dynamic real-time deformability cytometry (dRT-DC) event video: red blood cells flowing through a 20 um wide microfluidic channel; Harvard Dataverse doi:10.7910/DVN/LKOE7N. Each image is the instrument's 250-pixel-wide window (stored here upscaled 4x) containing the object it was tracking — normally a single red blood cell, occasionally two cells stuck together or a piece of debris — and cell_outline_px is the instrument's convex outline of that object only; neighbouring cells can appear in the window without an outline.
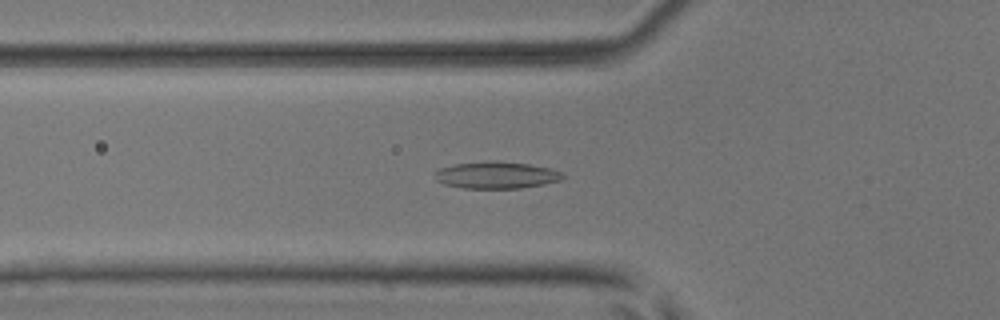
{"species": "common noctule bat (a hibernating species)", "species_latin": "Nyctalus noctula", "temperature_condition": "room temperature", "stored_images_in_passage": 52, "camera_frame_rate_fps": 3000, "um_per_image_px": 0.085, "animal": {"sex": "male", "body_mass_g": 17.9, "forearm_length_mm": 54.2}, "frame": {"image": 1, "passage_image": 18, "time_ms": 5.667, "image_size_px": [1000, 320], "cell_outline_px": [[568, 176], [560, 180], [544, 184], [520, 188], [464, 188], [444, 184], [436, 180], [436, 172], [440, 168], [456, 164], [496, 160], [528, 164], [548, 168], [560, 172]], "centroid_in_image_um": [42.22, 14.88], "position_along_channel_um": 83.6, "area_um2": 19.88}}
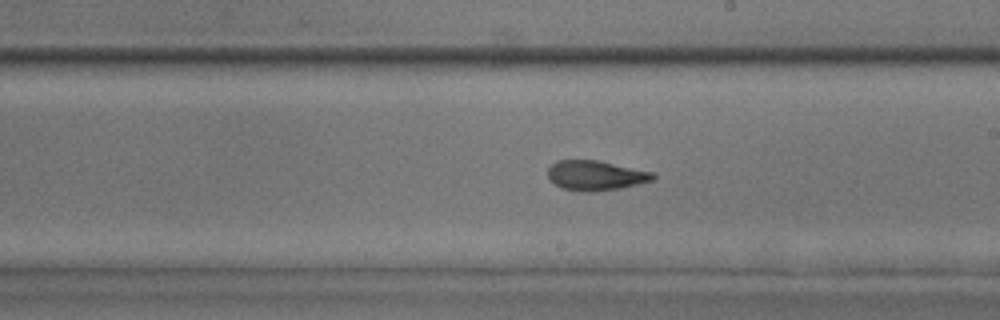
{"frame": {"image": 2, "passage_image": 30, "time_ms": 9.667, "image_size_px": [1000, 320], "cell_outline_px": [[656, 176], [652, 180], [620, 188], [592, 192], [588, 192], [564, 188], [556, 184], [548, 176], [548, 168], [556, 160], [596, 160], [652, 172]], "centroid_in_image_um": [50.61, 14.9], "position_along_channel_um": 238.4, "area_um2": 17.86}}
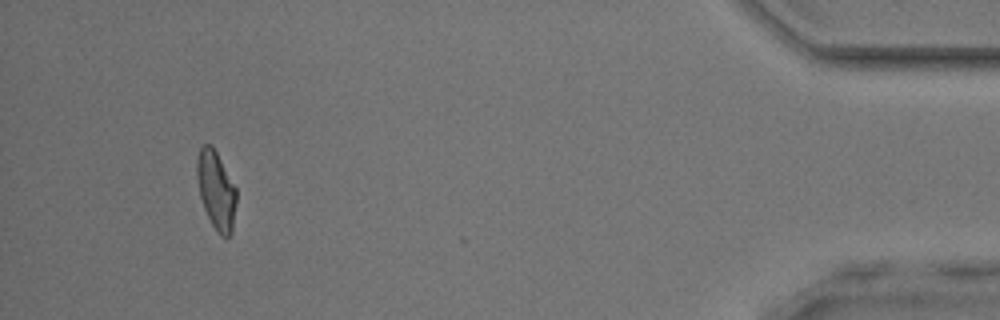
{"frame": {"image": 3, "passage_image": 49, "time_ms": 16.0, "image_size_px": [1000, 320], "cell_outline_px": [[236, 200], [232, 232], [228, 236], [220, 236], [216, 232], [204, 208], [200, 196], [196, 176], [196, 164], [200, 148], [204, 144], [212, 144], [236, 188]], "centroid_in_image_um": [18.36, 16.16], "position_along_channel_um": 416.8, "area_um2": 17.86}, "authors_computed_cell_mechanics": {"area_um2": 18.4382, "velocity_mm_per_s": 3.8793, "shape_relaxation_time_tau1_ms": 6.2987, "shape_relaxation_time_tau2_ms": 1.848, "deformation_change_tau1": 0.1987, "deformation_change_tau2": 0.0839}}